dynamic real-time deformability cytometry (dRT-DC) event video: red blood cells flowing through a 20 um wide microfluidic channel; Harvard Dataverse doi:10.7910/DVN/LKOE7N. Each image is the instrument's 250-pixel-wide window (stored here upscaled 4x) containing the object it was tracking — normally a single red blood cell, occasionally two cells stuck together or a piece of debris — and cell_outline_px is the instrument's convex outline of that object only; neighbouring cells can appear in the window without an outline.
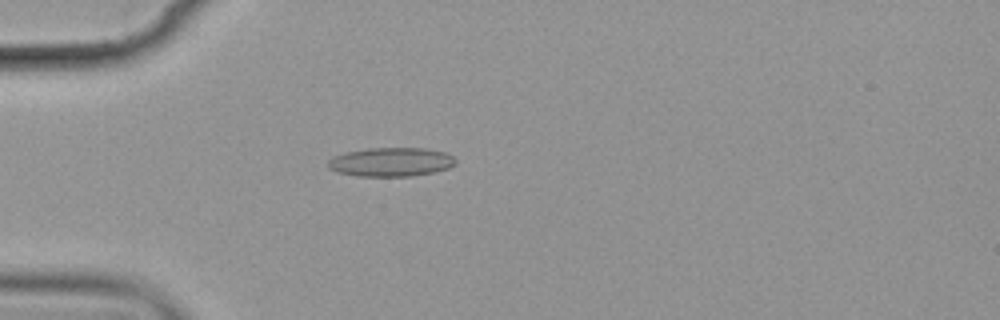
{"species": "common noctule bat (a hibernating species)", "species_latin": "Nyctalus noctula", "temperature_condition": "cold", "stored_images_in_passage": 5, "camera_frame_rate_fps": 3000, "um_per_image_px": 0.085, "animal": {"sex": "female", "body_mass_g": 19.9}, "frame": {"image": 1, "passage_image": 4, "time_ms": 4.667, "image_size_px": [1000, 320], "cell_outline_px": [[456, 164], [448, 168], [432, 172], [412, 176], [356, 176], [336, 172], [328, 168], [328, 160], [332, 156], [348, 152], [368, 148], [424, 148], [444, 152], [452, 156], [456, 160]], "centroid_in_image_um": [33.21, 13.77], "position_along_channel_um": 51.8, "area_um2": 21.5}}